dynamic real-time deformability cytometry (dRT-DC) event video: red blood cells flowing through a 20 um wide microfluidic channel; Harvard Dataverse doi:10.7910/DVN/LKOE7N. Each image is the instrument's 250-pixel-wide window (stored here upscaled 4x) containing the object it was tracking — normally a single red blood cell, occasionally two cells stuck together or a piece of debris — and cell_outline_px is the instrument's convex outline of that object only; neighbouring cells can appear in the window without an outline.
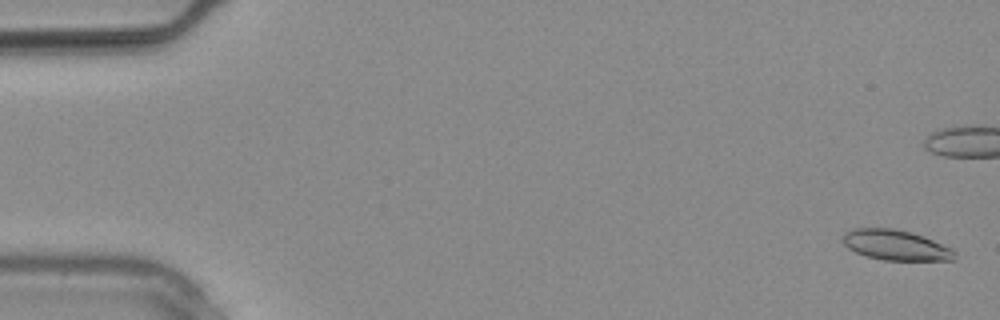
{"species": "common noctule bat (a hibernating species)", "species_latin": "Nyctalus noctula", "temperature_condition": "warm", "stored_images_in_passage": 22, "camera_frame_rate_fps": 3000, "um_per_image_px": 0.085, "animal": {"sex": "male", "body_mass_g": 20.4}, "frame": {"image": 1, "passage_image": 1, "time_ms": 0.0, "image_size_px": [1000, 320], "cell_outline_px": [[956, 260], [884, 260], [864, 256], [848, 248], [840, 240], [844, 232], [856, 228], [892, 228], [912, 232], [924, 236], [952, 248], [956, 252]], "centroid_in_image_um": [76.13, 20.83], "position_along_channel_um": 8.9, "area_um2": 20.0}}